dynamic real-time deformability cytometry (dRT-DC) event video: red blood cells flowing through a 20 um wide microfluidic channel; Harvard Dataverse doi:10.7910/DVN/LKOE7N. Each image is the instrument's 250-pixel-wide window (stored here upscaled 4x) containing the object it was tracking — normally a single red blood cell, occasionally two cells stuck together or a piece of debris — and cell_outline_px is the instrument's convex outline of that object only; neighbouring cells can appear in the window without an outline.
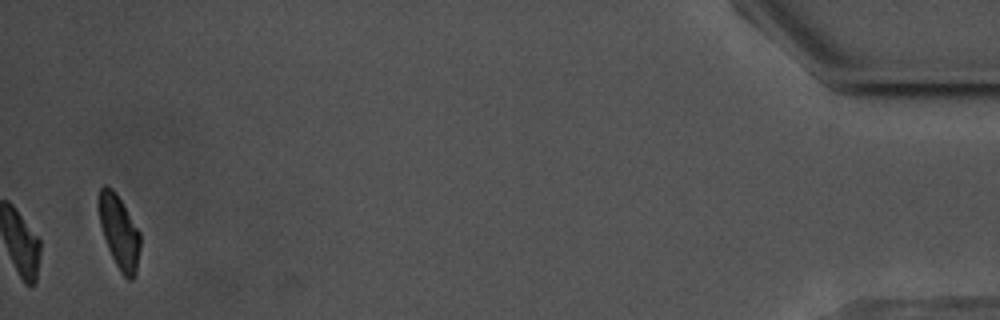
{"species": "common noctule bat (a hibernating species)", "species_latin": "Nyctalus noctula", "temperature_condition": "warm", "stored_images_in_passage": 41, "camera_frame_rate_fps": 3000, "um_per_image_px": 0.085, "animal": {"sex": "male", "body_mass_g": 17.5, "forearm_length_mm": 52.3}, "frame": {"image": 1, "passage_image": 41, "time_ms": 13.333, "image_size_px": [1000, 320], "cell_outline_px": [[140, 248], [136, 272], [132, 280], [128, 280], [120, 272], [108, 248], [100, 224], [100, 188], [104, 184], [112, 188], [120, 200], [140, 232]], "centroid_in_image_um": [10.16, 19.76], "position_along_channel_um": 425.0, "area_um2": 17.17}, "authors_computed_cell_mechanics": {"area_um2": 17.9758, "velocity_mm_per_s": 3.5555, "shape_relaxation_time_tau1_ms": 1.8859, "shape_relaxation_time_tau2_ms": null, "deformation_change_tau1": 0.1357, "deformation_change_tau2": null}}